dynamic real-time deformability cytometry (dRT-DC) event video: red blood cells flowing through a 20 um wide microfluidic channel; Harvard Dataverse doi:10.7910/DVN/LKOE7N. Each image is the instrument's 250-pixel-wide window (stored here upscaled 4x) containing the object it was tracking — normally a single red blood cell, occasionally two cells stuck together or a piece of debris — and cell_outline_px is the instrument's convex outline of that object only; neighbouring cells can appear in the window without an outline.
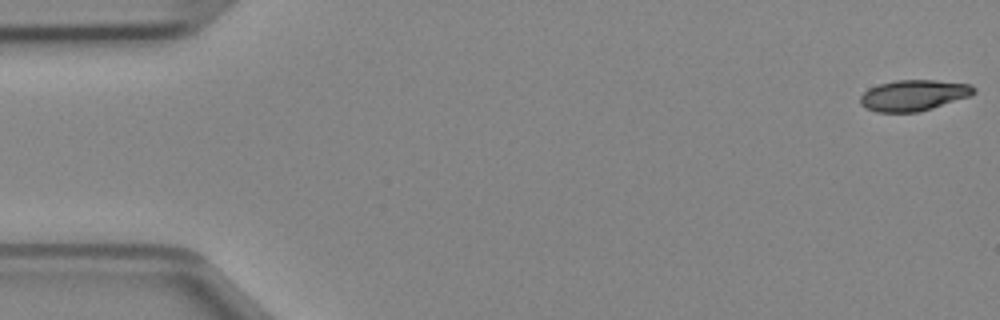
{"species": "Egyptian fruit bat (a non-hibernating species)", "species_latin": "Rousettus aegyptiacus", "temperature_condition": "cold", "stored_images_in_passage": 47, "camera_frame_rate_fps": 3000, "um_per_image_px": 0.085, "animal": {"sex": "female"}, "frame": {"image": 1, "passage_image": 1, "time_ms": 0.0, "image_size_px": [1000, 320], "cell_outline_px": [[976, 92], [972, 96], [932, 108], [916, 112], [876, 112], [864, 108], [860, 104], [860, 96], [868, 88], [880, 84], [896, 80], [936, 80], [972, 84], [976, 88]], "centroid_in_image_um": [77.68, 8.1], "position_along_channel_um": 7.3, "area_um2": 20.69}}
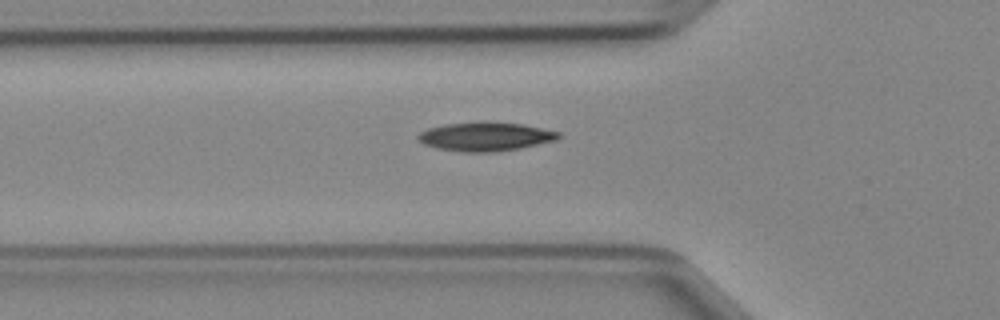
{"frame": {"image": 2, "passage_image": 16, "time_ms": 5.0, "image_size_px": [1000, 320], "cell_outline_px": [[560, 136], [556, 140], [520, 148], [492, 152], [464, 152], [436, 148], [424, 144], [416, 136], [420, 132], [428, 128], [444, 124], [480, 120], [484, 120], [524, 124], [560, 132]], "centroid_in_image_um": [41.25, 11.58], "position_along_channel_um": 84.6, "area_um2": 23.93}}
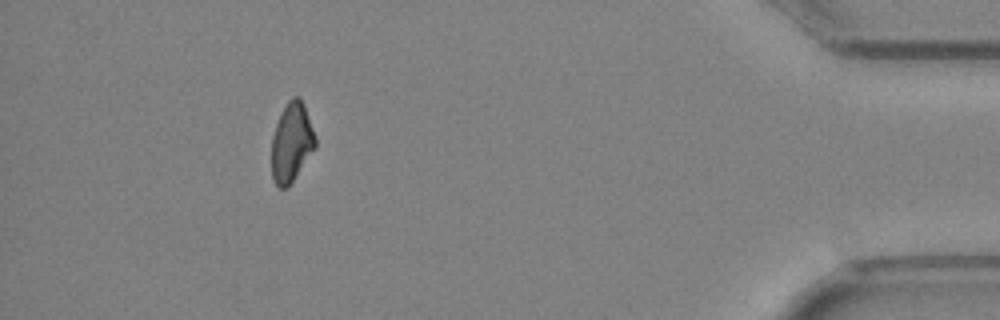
{"frame": {"image": 3, "passage_image": 43, "time_ms": 14.0, "image_size_px": [1000, 320], "cell_outline_px": [[316, 148], [292, 180], [284, 188], [280, 188], [272, 180], [272, 136], [276, 124], [288, 100], [292, 96], [300, 96], [304, 104], [316, 136]], "centroid_in_image_um": [24.8, 12.07], "position_along_channel_um": 410.4, "area_um2": 20.0}}